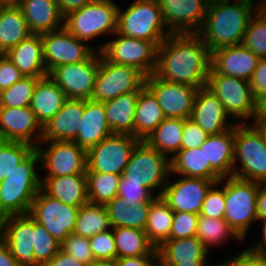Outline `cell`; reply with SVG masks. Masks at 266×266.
Segmentation results:
<instances>
[{
	"mask_svg": "<svg viewBox=\"0 0 266 266\" xmlns=\"http://www.w3.org/2000/svg\"><path fill=\"white\" fill-rule=\"evenodd\" d=\"M84 99L68 98L59 112L43 127L41 141H73L80 128Z\"/></svg>",
	"mask_w": 266,
	"mask_h": 266,
	"instance_id": "4316f807",
	"label": "cell"
},
{
	"mask_svg": "<svg viewBox=\"0 0 266 266\" xmlns=\"http://www.w3.org/2000/svg\"><path fill=\"white\" fill-rule=\"evenodd\" d=\"M67 99L61 88L46 76L37 81L29 107L44 127L59 112Z\"/></svg>",
	"mask_w": 266,
	"mask_h": 266,
	"instance_id": "4dcf8cb0",
	"label": "cell"
},
{
	"mask_svg": "<svg viewBox=\"0 0 266 266\" xmlns=\"http://www.w3.org/2000/svg\"><path fill=\"white\" fill-rule=\"evenodd\" d=\"M40 157L34 149L0 183V219L9 215L29 214L32 201L41 189L37 170Z\"/></svg>",
	"mask_w": 266,
	"mask_h": 266,
	"instance_id": "3957f363",
	"label": "cell"
},
{
	"mask_svg": "<svg viewBox=\"0 0 266 266\" xmlns=\"http://www.w3.org/2000/svg\"><path fill=\"white\" fill-rule=\"evenodd\" d=\"M5 56L20 70L23 76L40 79L48 76L40 34H30L19 44L9 49Z\"/></svg>",
	"mask_w": 266,
	"mask_h": 266,
	"instance_id": "83f0119b",
	"label": "cell"
},
{
	"mask_svg": "<svg viewBox=\"0 0 266 266\" xmlns=\"http://www.w3.org/2000/svg\"><path fill=\"white\" fill-rule=\"evenodd\" d=\"M117 33L151 41L157 46L172 34L158 0H134L125 10L119 7Z\"/></svg>",
	"mask_w": 266,
	"mask_h": 266,
	"instance_id": "277c9868",
	"label": "cell"
},
{
	"mask_svg": "<svg viewBox=\"0 0 266 266\" xmlns=\"http://www.w3.org/2000/svg\"><path fill=\"white\" fill-rule=\"evenodd\" d=\"M206 87L220 99L225 112L231 119H236V124L239 121L240 124H247L249 119L254 120L257 101L249 81L218 74L210 67Z\"/></svg>",
	"mask_w": 266,
	"mask_h": 266,
	"instance_id": "9c48e42d",
	"label": "cell"
},
{
	"mask_svg": "<svg viewBox=\"0 0 266 266\" xmlns=\"http://www.w3.org/2000/svg\"><path fill=\"white\" fill-rule=\"evenodd\" d=\"M245 1H249L257 5V2L255 0H245Z\"/></svg>",
	"mask_w": 266,
	"mask_h": 266,
	"instance_id": "8c879c8a",
	"label": "cell"
},
{
	"mask_svg": "<svg viewBox=\"0 0 266 266\" xmlns=\"http://www.w3.org/2000/svg\"><path fill=\"white\" fill-rule=\"evenodd\" d=\"M184 119L165 118L145 140L152 148L172 158L181 150Z\"/></svg>",
	"mask_w": 266,
	"mask_h": 266,
	"instance_id": "74e56055",
	"label": "cell"
},
{
	"mask_svg": "<svg viewBox=\"0 0 266 266\" xmlns=\"http://www.w3.org/2000/svg\"><path fill=\"white\" fill-rule=\"evenodd\" d=\"M35 149L31 144L0 140V183Z\"/></svg>",
	"mask_w": 266,
	"mask_h": 266,
	"instance_id": "ee69618b",
	"label": "cell"
},
{
	"mask_svg": "<svg viewBox=\"0 0 266 266\" xmlns=\"http://www.w3.org/2000/svg\"><path fill=\"white\" fill-rule=\"evenodd\" d=\"M233 177L266 183V138L252 123L235 125Z\"/></svg>",
	"mask_w": 266,
	"mask_h": 266,
	"instance_id": "5b68a950",
	"label": "cell"
},
{
	"mask_svg": "<svg viewBox=\"0 0 266 266\" xmlns=\"http://www.w3.org/2000/svg\"><path fill=\"white\" fill-rule=\"evenodd\" d=\"M251 123L266 138V112H256Z\"/></svg>",
	"mask_w": 266,
	"mask_h": 266,
	"instance_id": "e7e4bbea",
	"label": "cell"
},
{
	"mask_svg": "<svg viewBox=\"0 0 266 266\" xmlns=\"http://www.w3.org/2000/svg\"><path fill=\"white\" fill-rule=\"evenodd\" d=\"M260 58L242 44L211 52L210 67L218 74L250 81Z\"/></svg>",
	"mask_w": 266,
	"mask_h": 266,
	"instance_id": "cb8c5ba5",
	"label": "cell"
},
{
	"mask_svg": "<svg viewBox=\"0 0 266 266\" xmlns=\"http://www.w3.org/2000/svg\"><path fill=\"white\" fill-rule=\"evenodd\" d=\"M171 174L185 177L204 178L209 180H220L221 177L206 164L204 147L179 150L172 158Z\"/></svg>",
	"mask_w": 266,
	"mask_h": 266,
	"instance_id": "e575fe53",
	"label": "cell"
},
{
	"mask_svg": "<svg viewBox=\"0 0 266 266\" xmlns=\"http://www.w3.org/2000/svg\"><path fill=\"white\" fill-rule=\"evenodd\" d=\"M164 112L154 94L145 86L136 102L134 115V136L145 141L165 119Z\"/></svg>",
	"mask_w": 266,
	"mask_h": 266,
	"instance_id": "836d02e7",
	"label": "cell"
},
{
	"mask_svg": "<svg viewBox=\"0 0 266 266\" xmlns=\"http://www.w3.org/2000/svg\"><path fill=\"white\" fill-rule=\"evenodd\" d=\"M145 76L130 66L106 60L100 53V64L90 100L106 102L133 91L145 84Z\"/></svg>",
	"mask_w": 266,
	"mask_h": 266,
	"instance_id": "7c38bea8",
	"label": "cell"
},
{
	"mask_svg": "<svg viewBox=\"0 0 266 266\" xmlns=\"http://www.w3.org/2000/svg\"><path fill=\"white\" fill-rule=\"evenodd\" d=\"M117 249V258L149 255L155 247L144 230L130 227L112 228Z\"/></svg>",
	"mask_w": 266,
	"mask_h": 266,
	"instance_id": "f35d334b",
	"label": "cell"
},
{
	"mask_svg": "<svg viewBox=\"0 0 266 266\" xmlns=\"http://www.w3.org/2000/svg\"><path fill=\"white\" fill-rule=\"evenodd\" d=\"M260 182L236 177H224L226 208L224 220L243 240L247 238L253 222H258L257 194Z\"/></svg>",
	"mask_w": 266,
	"mask_h": 266,
	"instance_id": "ba28073f",
	"label": "cell"
},
{
	"mask_svg": "<svg viewBox=\"0 0 266 266\" xmlns=\"http://www.w3.org/2000/svg\"><path fill=\"white\" fill-rule=\"evenodd\" d=\"M35 149L40 157V167L46 171L41 178L86 174V150L74 141H40Z\"/></svg>",
	"mask_w": 266,
	"mask_h": 266,
	"instance_id": "8fae6325",
	"label": "cell"
},
{
	"mask_svg": "<svg viewBox=\"0 0 266 266\" xmlns=\"http://www.w3.org/2000/svg\"><path fill=\"white\" fill-rule=\"evenodd\" d=\"M0 266H19L12 256L7 243L0 236Z\"/></svg>",
	"mask_w": 266,
	"mask_h": 266,
	"instance_id": "94428289",
	"label": "cell"
},
{
	"mask_svg": "<svg viewBox=\"0 0 266 266\" xmlns=\"http://www.w3.org/2000/svg\"><path fill=\"white\" fill-rule=\"evenodd\" d=\"M117 196L122 197V201L126 202L128 207H138L145 202H152L156 197L141 183L126 182L121 176Z\"/></svg>",
	"mask_w": 266,
	"mask_h": 266,
	"instance_id": "681fc988",
	"label": "cell"
},
{
	"mask_svg": "<svg viewBox=\"0 0 266 266\" xmlns=\"http://www.w3.org/2000/svg\"><path fill=\"white\" fill-rule=\"evenodd\" d=\"M258 220L266 217V183H261L257 194Z\"/></svg>",
	"mask_w": 266,
	"mask_h": 266,
	"instance_id": "be15d7a7",
	"label": "cell"
},
{
	"mask_svg": "<svg viewBox=\"0 0 266 266\" xmlns=\"http://www.w3.org/2000/svg\"><path fill=\"white\" fill-rule=\"evenodd\" d=\"M241 44L260 59L266 58V13L261 8L251 17Z\"/></svg>",
	"mask_w": 266,
	"mask_h": 266,
	"instance_id": "7bdbcfd3",
	"label": "cell"
},
{
	"mask_svg": "<svg viewBox=\"0 0 266 266\" xmlns=\"http://www.w3.org/2000/svg\"><path fill=\"white\" fill-rule=\"evenodd\" d=\"M91 266H117L116 259L95 261Z\"/></svg>",
	"mask_w": 266,
	"mask_h": 266,
	"instance_id": "03108f58",
	"label": "cell"
},
{
	"mask_svg": "<svg viewBox=\"0 0 266 266\" xmlns=\"http://www.w3.org/2000/svg\"><path fill=\"white\" fill-rule=\"evenodd\" d=\"M30 34L21 8L9 0L0 10V54H5Z\"/></svg>",
	"mask_w": 266,
	"mask_h": 266,
	"instance_id": "1f68e13d",
	"label": "cell"
},
{
	"mask_svg": "<svg viewBox=\"0 0 266 266\" xmlns=\"http://www.w3.org/2000/svg\"><path fill=\"white\" fill-rule=\"evenodd\" d=\"M0 236L19 266H39L33 250L34 219L29 214L1 218Z\"/></svg>",
	"mask_w": 266,
	"mask_h": 266,
	"instance_id": "d6986e66",
	"label": "cell"
},
{
	"mask_svg": "<svg viewBox=\"0 0 266 266\" xmlns=\"http://www.w3.org/2000/svg\"><path fill=\"white\" fill-rule=\"evenodd\" d=\"M117 266H159V254L155 248L149 255L116 258Z\"/></svg>",
	"mask_w": 266,
	"mask_h": 266,
	"instance_id": "6f0895ef",
	"label": "cell"
},
{
	"mask_svg": "<svg viewBox=\"0 0 266 266\" xmlns=\"http://www.w3.org/2000/svg\"><path fill=\"white\" fill-rule=\"evenodd\" d=\"M211 53L197 34H171L159 46L154 75L168 82L206 87Z\"/></svg>",
	"mask_w": 266,
	"mask_h": 266,
	"instance_id": "6da1fadb",
	"label": "cell"
},
{
	"mask_svg": "<svg viewBox=\"0 0 266 266\" xmlns=\"http://www.w3.org/2000/svg\"><path fill=\"white\" fill-rule=\"evenodd\" d=\"M237 256L225 259L216 264L217 266H266V257L257 255L249 250L247 247Z\"/></svg>",
	"mask_w": 266,
	"mask_h": 266,
	"instance_id": "11a10c76",
	"label": "cell"
},
{
	"mask_svg": "<svg viewBox=\"0 0 266 266\" xmlns=\"http://www.w3.org/2000/svg\"><path fill=\"white\" fill-rule=\"evenodd\" d=\"M89 244L95 261L114 260L117 258L113 229L95 234L89 238Z\"/></svg>",
	"mask_w": 266,
	"mask_h": 266,
	"instance_id": "f907efd6",
	"label": "cell"
},
{
	"mask_svg": "<svg viewBox=\"0 0 266 266\" xmlns=\"http://www.w3.org/2000/svg\"><path fill=\"white\" fill-rule=\"evenodd\" d=\"M261 224V230H262V239L257 244H253V246H247L249 250H251L253 253L266 257V217L263 219L258 220ZM263 240V241H262Z\"/></svg>",
	"mask_w": 266,
	"mask_h": 266,
	"instance_id": "6125c7cd",
	"label": "cell"
},
{
	"mask_svg": "<svg viewBox=\"0 0 266 266\" xmlns=\"http://www.w3.org/2000/svg\"><path fill=\"white\" fill-rule=\"evenodd\" d=\"M170 174V155L166 156L145 141H140L133 149L121 177L126 182L141 183L157 197L162 195ZM154 190L159 191L155 194Z\"/></svg>",
	"mask_w": 266,
	"mask_h": 266,
	"instance_id": "8992f818",
	"label": "cell"
},
{
	"mask_svg": "<svg viewBox=\"0 0 266 266\" xmlns=\"http://www.w3.org/2000/svg\"><path fill=\"white\" fill-rule=\"evenodd\" d=\"M40 78L24 76L0 92V106L20 108L30 106L34 87Z\"/></svg>",
	"mask_w": 266,
	"mask_h": 266,
	"instance_id": "f6af8a7d",
	"label": "cell"
},
{
	"mask_svg": "<svg viewBox=\"0 0 266 266\" xmlns=\"http://www.w3.org/2000/svg\"><path fill=\"white\" fill-rule=\"evenodd\" d=\"M172 34H197L206 16L207 0H158Z\"/></svg>",
	"mask_w": 266,
	"mask_h": 266,
	"instance_id": "44dd1931",
	"label": "cell"
},
{
	"mask_svg": "<svg viewBox=\"0 0 266 266\" xmlns=\"http://www.w3.org/2000/svg\"><path fill=\"white\" fill-rule=\"evenodd\" d=\"M257 6L266 13V0H258Z\"/></svg>",
	"mask_w": 266,
	"mask_h": 266,
	"instance_id": "a7ac6f4b",
	"label": "cell"
},
{
	"mask_svg": "<svg viewBox=\"0 0 266 266\" xmlns=\"http://www.w3.org/2000/svg\"><path fill=\"white\" fill-rule=\"evenodd\" d=\"M112 39L97 47L108 61L138 69L145 77L154 73L158 46L151 41L135 39L115 32Z\"/></svg>",
	"mask_w": 266,
	"mask_h": 266,
	"instance_id": "30bf717a",
	"label": "cell"
},
{
	"mask_svg": "<svg viewBox=\"0 0 266 266\" xmlns=\"http://www.w3.org/2000/svg\"><path fill=\"white\" fill-rule=\"evenodd\" d=\"M217 187L222 188L218 189ZM225 208L224 178H221L208 190L199 215L224 219Z\"/></svg>",
	"mask_w": 266,
	"mask_h": 266,
	"instance_id": "7dc6e473",
	"label": "cell"
},
{
	"mask_svg": "<svg viewBox=\"0 0 266 266\" xmlns=\"http://www.w3.org/2000/svg\"><path fill=\"white\" fill-rule=\"evenodd\" d=\"M199 215L189 212H174L170 239L195 237Z\"/></svg>",
	"mask_w": 266,
	"mask_h": 266,
	"instance_id": "816d5d0a",
	"label": "cell"
},
{
	"mask_svg": "<svg viewBox=\"0 0 266 266\" xmlns=\"http://www.w3.org/2000/svg\"><path fill=\"white\" fill-rule=\"evenodd\" d=\"M79 209L62 203L40 189L32 201L29 215L61 243L73 233Z\"/></svg>",
	"mask_w": 266,
	"mask_h": 266,
	"instance_id": "5bb4252c",
	"label": "cell"
},
{
	"mask_svg": "<svg viewBox=\"0 0 266 266\" xmlns=\"http://www.w3.org/2000/svg\"><path fill=\"white\" fill-rule=\"evenodd\" d=\"M58 242L42 224L34 220V258L39 266H44L60 250Z\"/></svg>",
	"mask_w": 266,
	"mask_h": 266,
	"instance_id": "bcb514c9",
	"label": "cell"
},
{
	"mask_svg": "<svg viewBox=\"0 0 266 266\" xmlns=\"http://www.w3.org/2000/svg\"><path fill=\"white\" fill-rule=\"evenodd\" d=\"M44 266H86L79 262L72 255L66 254L62 250H59L56 255L48 261Z\"/></svg>",
	"mask_w": 266,
	"mask_h": 266,
	"instance_id": "680465c9",
	"label": "cell"
},
{
	"mask_svg": "<svg viewBox=\"0 0 266 266\" xmlns=\"http://www.w3.org/2000/svg\"><path fill=\"white\" fill-rule=\"evenodd\" d=\"M9 0H0V10Z\"/></svg>",
	"mask_w": 266,
	"mask_h": 266,
	"instance_id": "2644e50d",
	"label": "cell"
},
{
	"mask_svg": "<svg viewBox=\"0 0 266 266\" xmlns=\"http://www.w3.org/2000/svg\"><path fill=\"white\" fill-rule=\"evenodd\" d=\"M110 229L112 227L104 205L87 203L80 206L73 233L91 238Z\"/></svg>",
	"mask_w": 266,
	"mask_h": 266,
	"instance_id": "ab89813d",
	"label": "cell"
},
{
	"mask_svg": "<svg viewBox=\"0 0 266 266\" xmlns=\"http://www.w3.org/2000/svg\"><path fill=\"white\" fill-rule=\"evenodd\" d=\"M257 112H266V94L257 101Z\"/></svg>",
	"mask_w": 266,
	"mask_h": 266,
	"instance_id": "003e7915",
	"label": "cell"
},
{
	"mask_svg": "<svg viewBox=\"0 0 266 266\" xmlns=\"http://www.w3.org/2000/svg\"><path fill=\"white\" fill-rule=\"evenodd\" d=\"M139 142L132 134H111L86 151V172L122 175L133 149Z\"/></svg>",
	"mask_w": 266,
	"mask_h": 266,
	"instance_id": "4fadbf2b",
	"label": "cell"
},
{
	"mask_svg": "<svg viewBox=\"0 0 266 266\" xmlns=\"http://www.w3.org/2000/svg\"><path fill=\"white\" fill-rule=\"evenodd\" d=\"M99 64L100 51L96 50L87 60L56 66L48 76L67 98L87 100L91 98Z\"/></svg>",
	"mask_w": 266,
	"mask_h": 266,
	"instance_id": "2e32d148",
	"label": "cell"
},
{
	"mask_svg": "<svg viewBox=\"0 0 266 266\" xmlns=\"http://www.w3.org/2000/svg\"><path fill=\"white\" fill-rule=\"evenodd\" d=\"M258 9L256 4L245 0L210 3L197 35L210 53L222 47L240 45L249 21Z\"/></svg>",
	"mask_w": 266,
	"mask_h": 266,
	"instance_id": "7a4b0ae2",
	"label": "cell"
},
{
	"mask_svg": "<svg viewBox=\"0 0 266 266\" xmlns=\"http://www.w3.org/2000/svg\"><path fill=\"white\" fill-rule=\"evenodd\" d=\"M60 250L66 254L72 255L79 262L86 266H91L94 262V256L89 244V238L77 235L75 233L69 234L60 244Z\"/></svg>",
	"mask_w": 266,
	"mask_h": 266,
	"instance_id": "c3c4849f",
	"label": "cell"
},
{
	"mask_svg": "<svg viewBox=\"0 0 266 266\" xmlns=\"http://www.w3.org/2000/svg\"><path fill=\"white\" fill-rule=\"evenodd\" d=\"M89 203L105 205L118 193L120 176L100 172H86Z\"/></svg>",
	"mask_w": 266,
	"mask_h": 266,
	"instance_id": "b9f144b4",
	"label": "cell"
},
{
	"mask_svg": "<svg viewBox=\"0 0 266 266\" xmlns=\"http://www.w3.org/2000/svg\"><path fill=\"white\" fill-rule=\"evenodd\" d=\"M196 237L200 239L209 252H211V247L223 245L230 238L236 242L243 241L224 219L202 215H199Z\"/></svg>",
	"mask_w": 266,
	"mask_h": 266,
	"instance_id": "60d3db41",
	"label": "cell"
},
{
	"mask_svg": "<svg viewBox=\"0 0 266 266\" xmlns=\"http://www.w3.org/2000/svg\"><path fill=\"white\" fill-rule=\"evenodd\" d=\"M181 150L200 147L209 136L192 119H184L182 132Z\"/></svg>",
	"mask_w": 266,
	"mask_h": 266,
	"instance_id": "f5cc1de1",
	"label": "cell"
},
{
	"mask_svg": "<svg viewBox=\"0 0 266 266\" xmlns=\"http://www.w3.org/2000/svg\"><path fill=\"white\" fill-rule=\"evenodd\" d=\"M229 118L220 99L207 87L197 90L190 119L202 130L208 135L225 132L236 125Z\"/></svg>",
	"mask_w": 266,
	"mask_h": 266,
	"instance_id": "7402d4cb",
	"label": "cell"
},
{
	"mask_svg": "<svg viewBox=\"0 0 266 266\" xmlns=\"http://www.w3.org/2000/svg\"><path fill=\"white\" fill-rule=\"evenodd\" d=\"M41 40L48 74L56 66L87 60L97 50L86 41L76 38L65 27L41 34Z\"/></svg>",
	"mask_w": 266,
	"mask_h": 266,
	"instance_id": "9a60e30c",
	"label": "cell"
},
{
	"mask_svg": "<svg viewBox=\"0 0 266 266\" xmlns=\"http://www.w3.org/2000/svg\"><path fill=\"white\" fill-rule=\"evenodd\" d=\"M235 126L229 130L209 135L200 146L204 147L206 164L221 177L233 176Z\"/></svg>",
	"mask_w": 266,
	"mask_h": 266,
	"instance_id": "f546056e",
	"label": "cell"
},
{
	"mask_svg": "<svg viewBox=\"0 0 266 266\" xmlns=\"http://www.w3.org/2000/svg\"><path fill=\"white\" fill-rule=\"evenodd\" d=\"M138 90L120 95L113 100L104 102L107 124L112 133L132 134L134 136V115L139 92Z\"/></svg>",
	"mask_w": 266,
	"mask_h": 266,
	"instance_id": "d6a6232c",
	"label": "cell"
},
{
	"mask_svg": "<svg viewBox=\"0 0 266 266\" xmlns=\"http://www.w3.org/2000/svg\"><path fill=\"white\" fill-rule=\"evenodd\" d=\"M145 86L156 97L166 118H190L196 87L161 80L154 74L145 78Z\"/></svg>",
	"mask_w": 266,
	"mask_h": 266,
	"instance_id": "e0dca14e",
	"label": "cell"
},
{
	"mask_svg": "<svg viewBox=\"0 0 266 266\" xmlns=\"http://www.w3.org/2000/svg\"><path fill=\"white\" fill-rule=\"evenodd\" d=\"M79 126L73 141L86 151L113 134L107 124L103 102L84 99V112Z\"/></svg>",
	"mask_w": 266,
	"mask_h": 266,
	"instance_id": "484cf974",
	"label": "cell"
},
{
	"mask_svg": "<svg viewBox=\"0 0 266 266\" xmlns=\"http://www.w3.org/2000/svg\"><path fill=\"white\" fill-rule=\"evenodd\" d=\"M226 1H236V0H207L208 4L217 3V2H226Z\"/></svg>",
	"mask_w": 266,
	"mask_h": 266,
	"instance_id": "89a4df30",
	"label": "cell"
},
{
	"mask_svg": "<svg viewBox=\"0 0 266 266\" xmlns=\"http://www.w3.org/2000/svg\"><path fill=\"white\" fill-rule=\"evenodd\" d=\"M95 0H57L59 10L63 16L67 15L69 12L81 9L86 4H89Z\"/></svg>",
	"mask_w": 266,
	"mask_h": 266,
	"instance_id": "91938a15",
	"label": "cell"
},
{
	"mask_svg": "<svg viewBox=\"0 0 266 266\" xmlns=\"http://www.w3.org/2000/svg\"><path fill=\"white\" fill-rule=\"evenodd\" d=\"M41 189L67 205L80 207L89 203L86 174L41 178Z\"/></svg>",
	"mask_w": 266,
	"mask_h": 266,
	"instance_id": "f1b7e54d",
	"label": "cell"
},
{
	"mask_svg": "<svg viewBox=\"0 0 266 266\" xmlns=\"http://www.w3.org/2000/svg\"><path fill=\"white\" fill-rule=\"evenodd\" d=\"M42 135L43 126L29 106H0V140L25 142L36 147Z\"/></svg>",
	"mask_w": 266,
	"mask_h": 266,
	"instance_id": "ffe728a7",
	"label": "cell"
},
{
	"mask_svg": "<svg viewBox=\"0 0 266 266\" xmlns=\"http://www.w3.org/2000/svg\"><path fill=\"white\" fill-rule=\"evenodd\" d=\"M170 174L161 197L174 212L200 213L202 204L210 187L219 180L181 176L172 182Z\"/></svg>",
	"mask_w": 266,
	"mask_h": 266,
	"instance_id": "ac0fdd59",
	"label": "cell"
},
{
	"mask_svg": "<svg viewBox=\"0 0 266 266\" xmlns=\"http://www.w3.org/2000/svg\"><path fill=\"white\" fill-rule=\"evenodd\" d=\"M157 251L159 266H217L208 263L210 252L196 236L169 239Z\"/></svg>",
	"mask_w": 266,
	"mask_h": 266,
	"instance_id": "603a6c76",
	"label": "cell"
},
{
	"mask_svg": "<svg viewBox=\"0 0 266 266\" xmlns=\"http://www.w3.org/2000/svg\"><path fill=\"white\" fill-rule=\"evenodd\" d=\"M22 77L23 74L5 54H0V92L8 89Z\"/></svg>",
	"mask_w": 266,
	"mask_h": 266,
	"instance_id": "db71d44e",
	"label": "cell"
},
{
	"mask_svg": "<svg viewBox=\"0 0 266 266\" xmlns=\"http://www.w3.org/2000/svg\"><path fill=\"white\" fill-rule=\"evenodd\" d=\"M249 82L253 96L258 101L266 94V58L259 60Z\"/></svg>",
	"mask_w": 266,
	"mask_h": 266,
	"instance_id": "9f6ffc18",
	"label": "cell"
},
{
	"mask_svg": "<svg viewBox=\"0 0 266 266\" xmlns=\"http://www.w3.org/2000/svg\"><path fill=\"white\" fill-rule=\"evenodd\" d=\"M174 211L161 197H155L150 203L145 232L150 243L157 249L170 239V230Z\"/></svg>",
	"mask_w": 266,
	"mask_h": 266,
	"instance_id": "d590c367",
	"label": "cell"
},
{
	"mask_svg": "<svg viewBox=\"0 0 266 266\" xmlns=\"http://www.w3.org/2000/svg\"><path fill=\"white\" fill-rule=\"evenodd\" d=\"M151 202H145L138 207L127 206L122 197L115 196L106 203L107 214L112 228L130 227L145 230Z\"/></svg>",
	"mask_w": 266,
	"mask_h": 266,
	"instance_id": "8d00e7d4",
	"label": "cell"
},
{
	"mask_svg": "<svg viewBox=\"0 0 266 266\" xmlns=\"http://www.w3.org/2000/svg\"><path fill=\"white\" fill-rule=\"evenodd\" d=\"M118 4L113 0H95L64 16V27L76 38L91 39L117 32Z\"/></svg>",
	"mask_w": 266,
	"mask_h": 266,
	"instance_id": "52a82bcc",
	"label": "cell"
},
{
	"mask_svg": "<svg viewBox=\"0 0 266 266\" xmlns=\"http://www.w3.org/2000/svg\"><path fill=\"white\" fill-rule=\"evenodd\" d=\"M21 8L31 34H44L64 27L57 0H14Z\"/></svg>",
	"mask_w": 266,
	"mask_h": 266,
	"instance_id": "d4e9b609",
	"label": "cell"
}]
</instances>
